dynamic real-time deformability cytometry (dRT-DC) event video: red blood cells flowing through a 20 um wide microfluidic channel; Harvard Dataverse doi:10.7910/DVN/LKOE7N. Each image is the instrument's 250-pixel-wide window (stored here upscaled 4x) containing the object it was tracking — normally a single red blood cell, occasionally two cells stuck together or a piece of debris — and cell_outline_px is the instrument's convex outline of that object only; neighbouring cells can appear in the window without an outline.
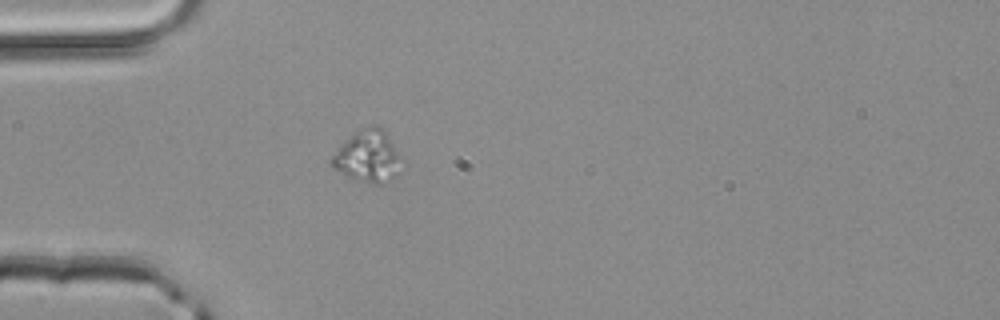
{"species": "common noctule bat (a hibernating species)", "species_latin": "Nyctalus noctula", "temperature_condition": "room temperature", "stored_images_in_passage": 5, "camera_frame_rate_fps": 3000, "um_per_image_px": 0.085, "animal": {"sex": "male", "body_mass_g": 20.4}, "frame": {"image": 1, "passage_image": 5, "time_ms": 1.333, "image_size_px": [1000, 320], "cell_outline_px": [[404, 172], [392, 180], [384, 184], [372, 184], [356, 180], [344, 176], [328, 164], [328, 160], [360, 128], [372, 124], [376, 124], [384, 128], [404, 156]], "centroid_in_image_um": [31.4, 13.33], "position_along_channel_um": 53.6, "area_um2": 22.25}}